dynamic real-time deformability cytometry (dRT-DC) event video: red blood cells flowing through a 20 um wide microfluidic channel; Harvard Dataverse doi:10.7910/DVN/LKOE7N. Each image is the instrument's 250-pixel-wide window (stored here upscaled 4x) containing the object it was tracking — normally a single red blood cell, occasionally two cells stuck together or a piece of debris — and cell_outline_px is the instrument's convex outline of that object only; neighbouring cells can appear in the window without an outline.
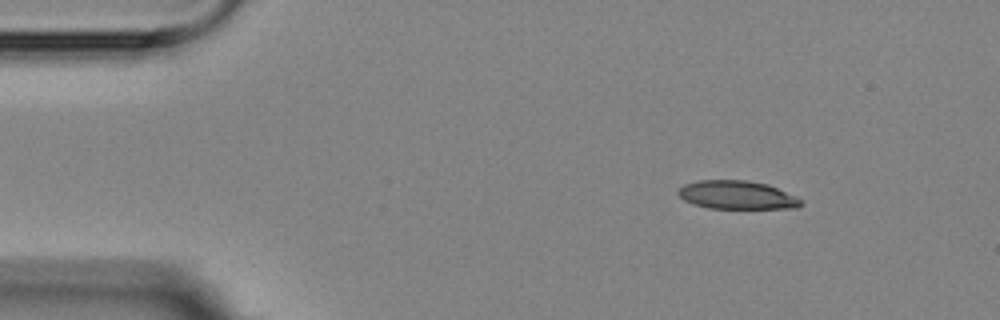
{"species": "Egyptian fruit bat (a non-hibernating species)", "species_latin": "Rousettus aegyptiacus", "temperature_condition": "room temperature", "stored_images_in_passage": 3, "camera_frame_rate_fps": 3000, "um_per_image_px": 0.085, "animal": {"sex": "female"}, "frame": {"image": 1, "passage_image": 1, "time_ms": 0.0, "image_size_px": [1000, 320], "cell_outline_px": [[804, 204], [796, 208], [708, 208], [684, 200], [676, 192], [684, 184], [696, 180], [748, 180], [768, 184], [796, 196]], "centroid_in_image_um": [62.64, 16.56], "position_along_channel_um": 22.4, "area_um2": 20.29}}